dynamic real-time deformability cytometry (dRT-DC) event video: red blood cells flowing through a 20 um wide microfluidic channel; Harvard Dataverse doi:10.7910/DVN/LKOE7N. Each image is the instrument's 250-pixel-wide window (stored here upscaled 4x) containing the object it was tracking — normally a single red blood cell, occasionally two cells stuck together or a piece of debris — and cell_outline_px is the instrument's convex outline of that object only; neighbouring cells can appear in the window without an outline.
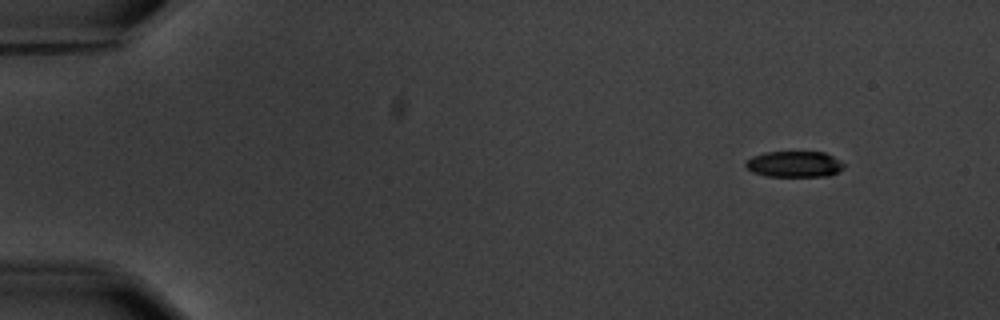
{"species": "common noctule bat (a hibernating species)", "species_latin": "Nyctalus noctula", "temperature_condition": "warm", "stored_images_in_passage": 5, "camera_frame_rate_fps": 3000, "um_per_image_px": 0.085, "animal": {"sex": "male", "body_mass_g": 20.1, "forearm_length_mm": 53.5}, "frame": {"image": 1, "passage_image": 1, "time_ms": 0.0, "image_size_px": [1000, 320], "cell_outline_px": [[844, 168], [828, 176], [764, 176], [752, 172], [744, 164], [752, 156], [764, 152], [824, 152], [840, 160], [844, 164]], "centroid_in_image_um": [67.51, 13.95], "position_along_channel_um": 17.5, "area_um2": 14.85}}
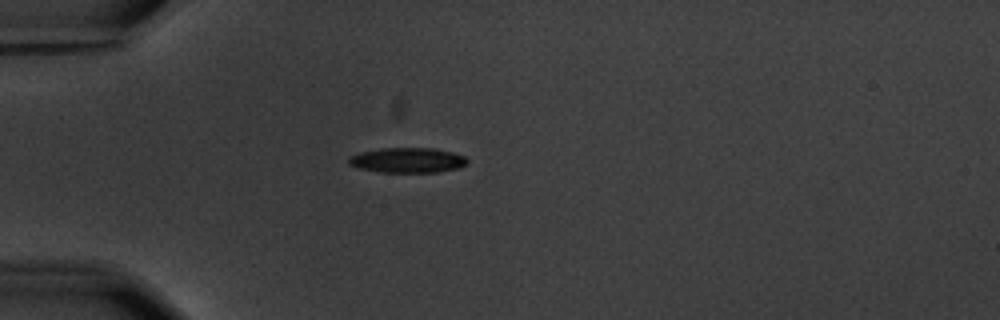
{"frame": {"image": 2, "passage_image": 4, "time_ms": 3.667, "image_size_px": [1000, 320], "cell_outline_px": [[468, 160], [460, 168], [440, 172], [380, 172], [356, 168], [348, 164], [348, 156], [360, 152], [380, 148], [432, 148], [452, 152], [464, 156]], "centroid_in_image_um": [34.59, 13.62], "position_along_channel_um": 50.4, "area_um2": 17.46}}